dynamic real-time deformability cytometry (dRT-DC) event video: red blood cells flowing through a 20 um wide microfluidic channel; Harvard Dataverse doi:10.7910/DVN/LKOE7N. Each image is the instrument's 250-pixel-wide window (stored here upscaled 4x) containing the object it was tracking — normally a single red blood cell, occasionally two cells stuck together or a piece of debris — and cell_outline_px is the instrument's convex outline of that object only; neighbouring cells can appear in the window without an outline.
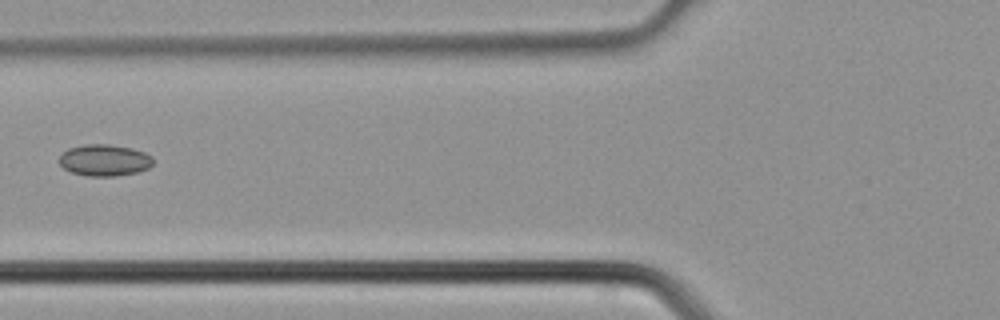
{"species": "common noctule bat (a hibernating species)", "species_latin": "Nyctalus noctula", "temperature_condition": "cold", "stored_images_in_passage": 5, "camera_frame_rate_fps": 3000, "um_per_image_px": 0.085, "animal": {"sex": "male", "body_mass_g": 21.5, "forearm_length_mm": 52.0}, "frame": {"image": 1, "passage_image": 5, "time_ms": 1.333, "image_size_px": [1000, 320], "cell_outline_px": [[152, 164], [148, 168], [136, 172], [116, 176], [88, 176], [72, 172], [64, 168], [60, 164], [60, 156], [68, 148], [84, 144], [108, 144], [132, 148], [144, 152], [152, 156]], "centroid_in_image_um": [8.88, 13.61], "position_along_channel_um": 116.9, "area_um2": 17.17}}